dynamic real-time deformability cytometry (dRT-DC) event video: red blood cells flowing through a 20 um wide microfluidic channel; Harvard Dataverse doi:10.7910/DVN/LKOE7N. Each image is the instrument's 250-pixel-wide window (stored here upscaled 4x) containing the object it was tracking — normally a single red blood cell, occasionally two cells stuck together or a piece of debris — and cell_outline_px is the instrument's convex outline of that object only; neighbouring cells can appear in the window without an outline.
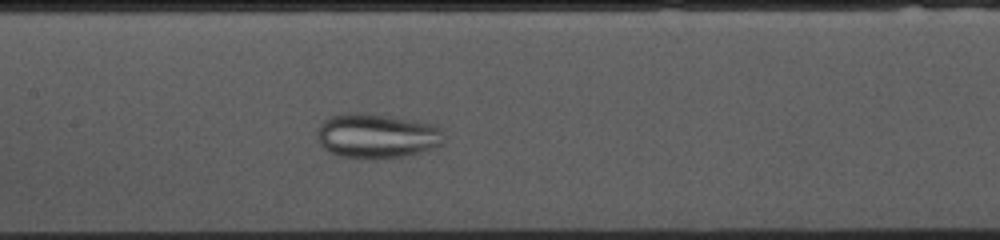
{"species": "common noctule bat (a hibernating species)", "species_latin": "Nyctalus noctula", "temperature_condition": "cold", "stored_images_in_passage": 43, "camera_frame_rate_fps": 3000, "um_per_image_px": 0.085, "animal": {"sex": "female", "body_mass_g": 10.0, "forearm_length_mm": 53.1}, "frame": {"image": 1, "passage_image": 22, "time_ms": 7.0, "image_size_px": [1000, 240], "cell_outline_px": [[444, 140], [440, 144], [420, 152], [404, 156], [340, 156], [328, 152], [320, 144], [316, 136], [320, 124], [328, 116], [348, 112], [364, 112], [416, 120], [436, 124], [444, 128]], "centroid_in_image_um": [32.04, 11.49], "position_along_channel_um": 175.4, "area_um2": 32.77}}
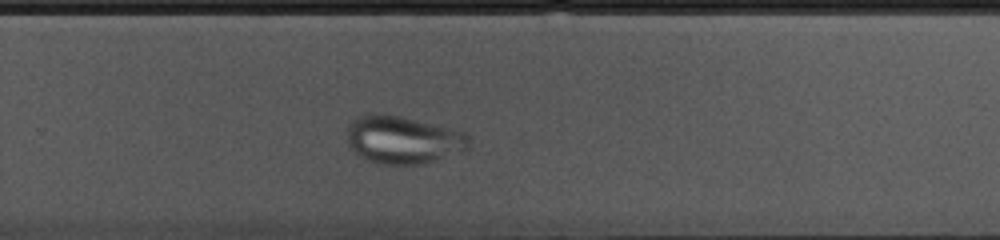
{"frame": {"image": 2, "passage_image": 32, "time_ms": 10.333, "image_size_px": [1000, 240], "cell_outline_px": [[472, 148], [424, 164], [384, 164], [360, 156], [352, 148], [348, 140], [348, 124], [352, 120], [360, 116], [400, 116], [452, 128], [468, 132]], "centroid_in_image_um": [34.37, 11.9], "position_along_channel_um": 295.4, "area_um2": 33.41}}
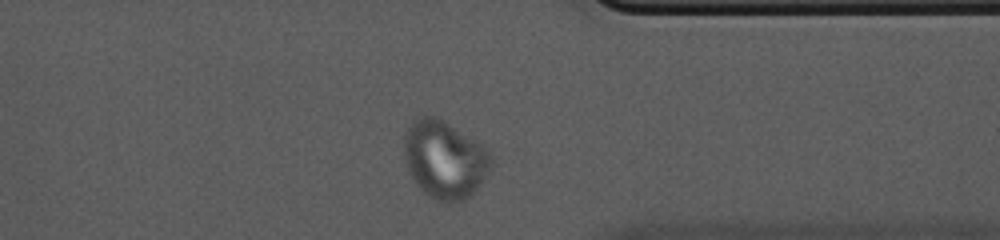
{"frame": {"image": 3, "passage_image": 39, "time_ms": 12.667, "image_size_px": [1000, 240], "cell_outline_px": [[492, 164], [480, 184], [468, 196], [460, 200], [436, 200], [416, 188], [408, 172], [404, 160], [404, 132], [412, 120], [420, 116], [436, 116], [444, 120], [488, 148], [492, 156]], "centroid_in_image_um": [37.74, 13.52], "position_along_channel_um": 373.7, "area_um2": 39.59}}